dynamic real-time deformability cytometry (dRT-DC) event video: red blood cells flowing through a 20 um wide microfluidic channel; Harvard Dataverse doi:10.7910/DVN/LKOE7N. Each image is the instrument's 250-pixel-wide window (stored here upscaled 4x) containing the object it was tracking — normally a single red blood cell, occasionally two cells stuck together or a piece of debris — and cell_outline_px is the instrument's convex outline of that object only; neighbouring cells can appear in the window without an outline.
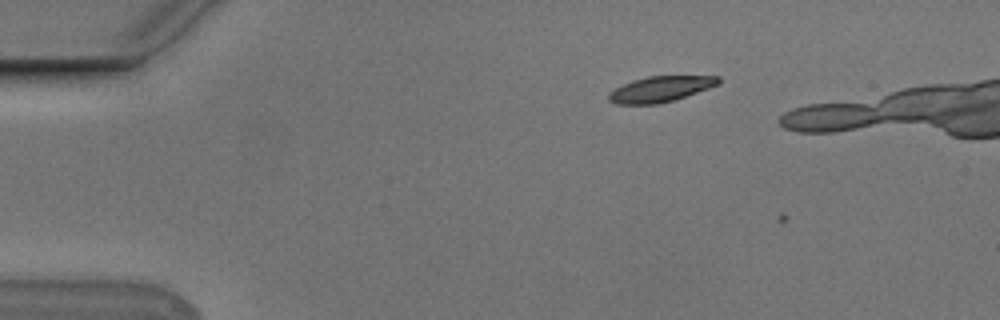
{"species": "Egyptian fruit bat (a non-hibernating species)", "species_latin": "Rousettus aegyptiacus", "temperature_condition": "cold", "stored_images_in_passage": 3, "camera_frame_rate_fps": 3000, "um_per_image_px": 0.085, "animal": {"sex": "male"}, "frame": {"image": 1, "passage_image": 2, "time_ms": 0.333, "image_size_px": [1000, 320], "cell_outline_px": [[720, 84], [672, 100], [656, 104], [616, 104], [608, 100], [608, 92], [632, 80], [648, 76], [720, 76]], "centroid_in_image_um": [56.11, 7.56], "position_along_channel_um": 28.9, "area_um2": 16.18}}